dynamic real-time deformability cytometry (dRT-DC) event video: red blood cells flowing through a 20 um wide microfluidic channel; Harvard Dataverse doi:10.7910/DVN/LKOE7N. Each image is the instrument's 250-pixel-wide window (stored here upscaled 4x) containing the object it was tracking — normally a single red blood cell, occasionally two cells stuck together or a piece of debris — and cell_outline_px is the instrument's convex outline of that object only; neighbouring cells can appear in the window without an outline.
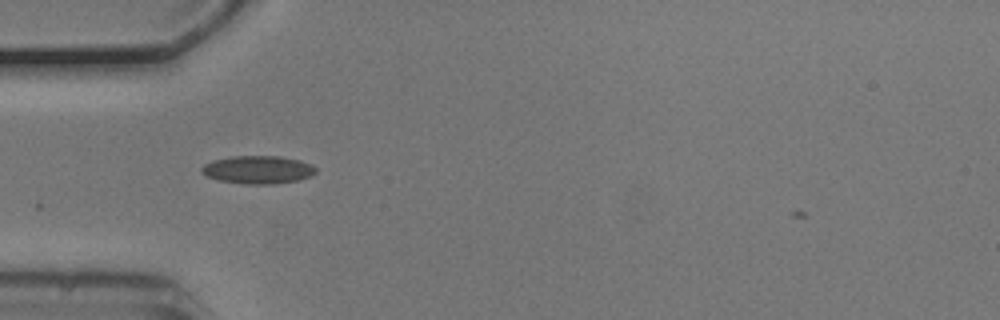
{"species": "common noctule bat (a hibernating species)", "species_latin": "Nyctalus noctula", "temperature_condition": "cold", "stored_images_in_passage": 8, "camera_frame_rate_fps": 3000, "um_per_image_px": 0.085, "animal": {"sex": "male", "body_mass_g": 20.5, "forearm_length_mm": 52.5}, "frame": {"image": 1, "passage_image": 2, "time_ms": 0.333, "image_size_px": [1000, 320], "cell_outline_px": [[316, 172], [308, 176], [296, 180], [272, 184], [244, 184], [220, 180], [208, 176], [200, 172], [200, 168], [204, 164], [212, 160], [232, 156], [280, 156], [300, 160], [316, 168]], "centroid_in_image_um": [21.87, 14.41], "position_along_channel_um": 63.1, "area_um2": 18.44}}
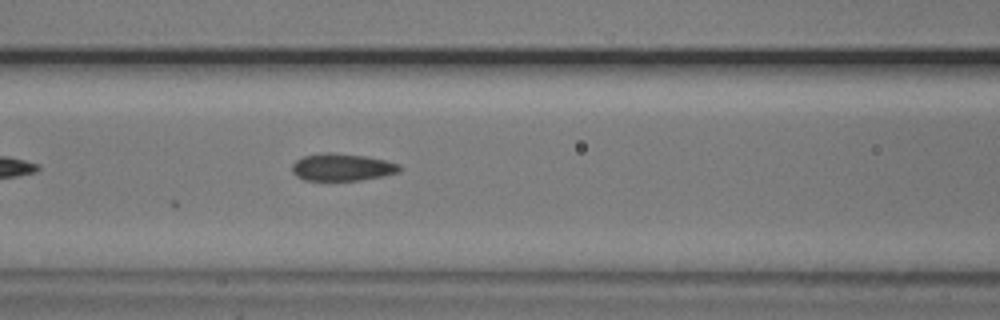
{"frame": {"image": 2, "passage_image": 8, "time_ms": 2.333, "image_size_px": [1000, 320], "cell_outline_px": [[400, 172], [384, 176], [360, 180], [304, 180], [296, 176], [292, 172], [292, 164], [296, 160], [304, 156], [324, 152], [332, 152], [364, 156], [384, 160], [400, 164]], "centroid_in_image_um": [29.07, 14.21], "position_along_channel_um": 137.5, "area_um2": 17.11}}